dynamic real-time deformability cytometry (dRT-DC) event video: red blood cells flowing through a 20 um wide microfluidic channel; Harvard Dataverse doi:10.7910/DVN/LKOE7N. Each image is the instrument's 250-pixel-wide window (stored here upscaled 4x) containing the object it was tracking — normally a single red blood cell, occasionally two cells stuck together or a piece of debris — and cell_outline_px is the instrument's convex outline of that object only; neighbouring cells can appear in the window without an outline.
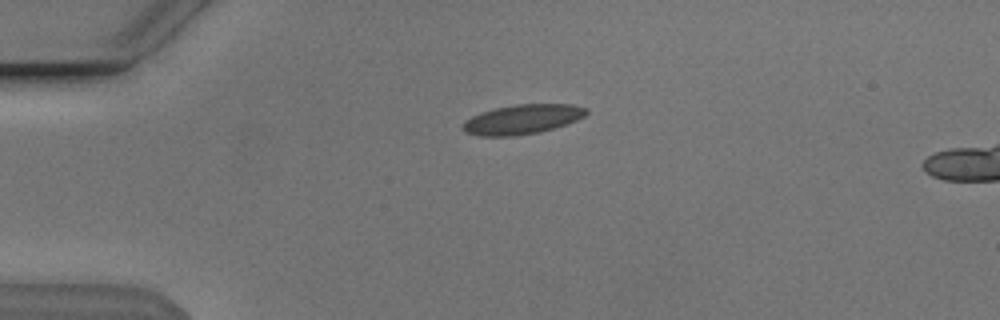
{"species": "Egyptian fruit bat (a non-hibernating species)", "species_latin": "Rousettus aegyptiacus", "temperature_condition": "cold", "stored_images_in_passage": 21, "camera_frame_rate_fps": 3000, "um_per_image_px": 0.085, "animal": {"sex": "male"}, "frame": {"image": 1, "passage_image": 1, "time_ms": 0.0, "image_size_px": [1000, 320], "cell_outline_px": [[588, 112], [584, 116], [576, 120], [540, 132], [512, 136], [480, 136], [464, 132], [460, 128], [472, 116], [480, 112], [496, 108], [516, 104], [572, 104], [588, 108]], "centroid_in_image_um": [44.39, 10.14], "position_along_channel_um": 40.6, "area_um2": 21.15}}
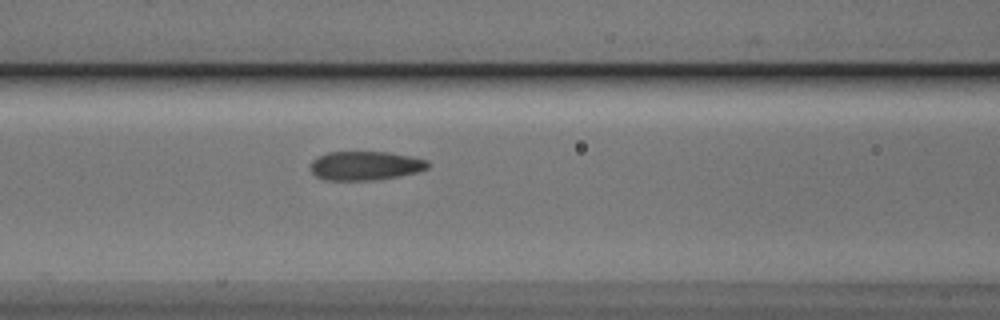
{"frame": {"image": 2, "passage_image": 11, "time_ms": 3.333, "image_size_px": [1000, 320], "cell_outline_px": [[432, 164], [428, 168], [416, 172], [396, 176], [372, 180], [324, 180], [316, 176], [312, 172], [312, 160], [328, 152], [388, 152], [428, 160]], "centroid_in_image_um": [31.07, 14.08], "position_along_channel_um": 135.5, "area_um2": 19.59}}
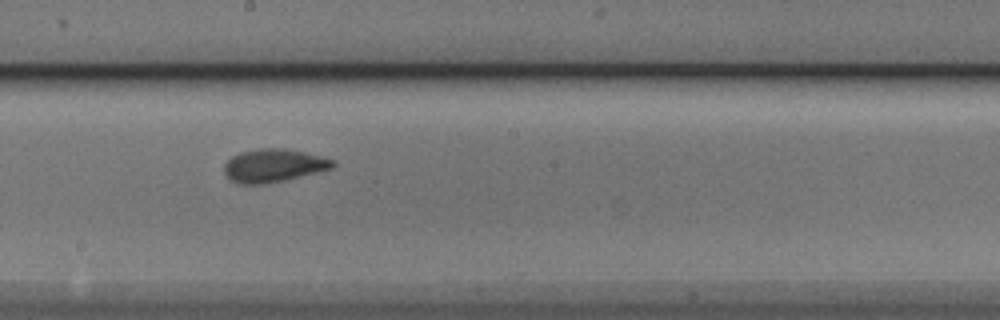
{"frame": {"image": 3, "passage_image": 18, "time_ms": 5.667, "image_size_px": [1000, 320], "cell_outline_px": [[336, 164], [332, 168], [284, 180], [264, 184], [240, 184], [228, 180], [224, 172], [224, 164], [232, 156], [240, 152], [260, 148], [276, 148], [304, 152], [320, 156], [332, 160]], "centroid_in_image_um": [23.19, 14.08], "position_along_channel_um": 225.0, "area_um2": 20.75}}